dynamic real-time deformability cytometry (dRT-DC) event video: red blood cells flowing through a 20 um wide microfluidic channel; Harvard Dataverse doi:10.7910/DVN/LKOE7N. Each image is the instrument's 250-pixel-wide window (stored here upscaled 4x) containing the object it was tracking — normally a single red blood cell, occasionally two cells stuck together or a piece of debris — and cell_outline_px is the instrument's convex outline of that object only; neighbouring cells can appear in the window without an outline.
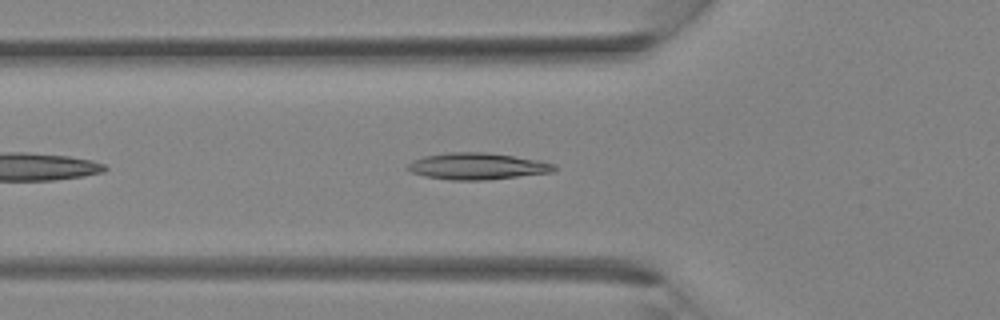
{"species": "Egyptian fruit bat (a non-hibernating species)", "species_latin": "Rousettus aegyptiacus", "temperature_condition": "room temperature", "stored_images_in_passage": 27, "camera_frame_rate_fps": 3000, "um_per_image_px": 0.085, "animal": {"sex": "female"}, "frame": {"image": 1, "passage_image": 4, "time_ms": 1.0, "image_size_px": [1000, 320], "cell_outline_px": [[556, 168], [552, 172], [488, 180], [452, 180], [424, 176], [412, 172], [404, 168], [412, 160], [424, 156], [448, 152], [488, 152], [540, 160], [556, 164]], "centroid_in_image_um": [40.56, 14.12], "position_along_channel_um": 85.2, "area_um2": 22.89}}
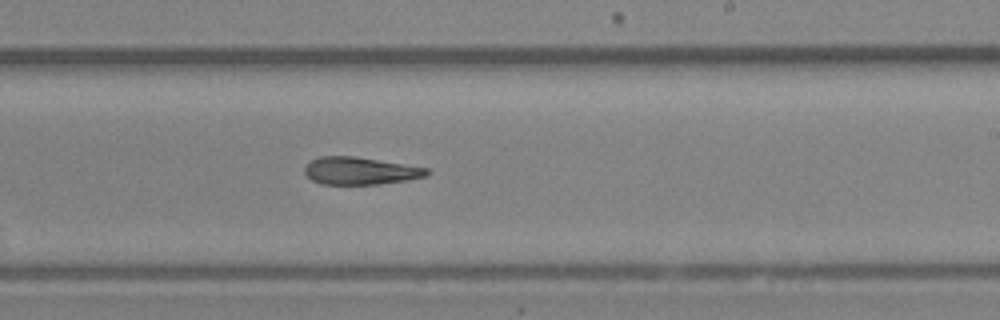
{"frame": {"image": 2, "passage_image": 13, "time_ms": 4.0, "image_size_px": [1000, 320], "cell_outline_px": [[432, 172], [428, 176], [408, 180], [376, 184], [320, 184], [312, 180], [304, 172], [304, 168], [312, 160], [320, 156], [356, 156], [428, 168]], "centroid_in_image_um": [30.65, 14.52], "position_along_channel_um": 258.3, "area_um2": 19.59}}
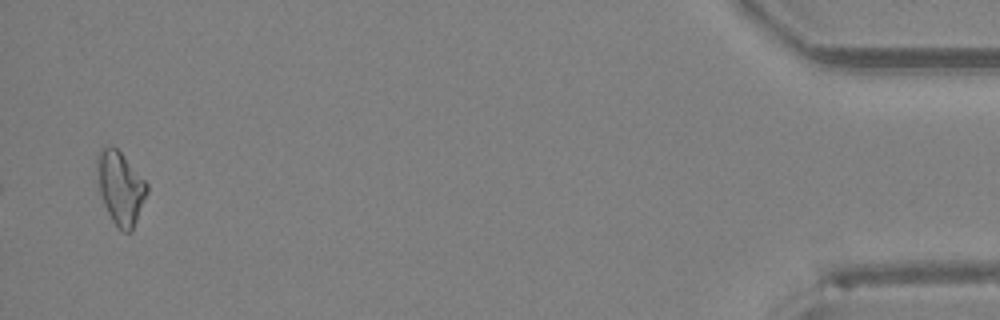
{"frame": {"image": 3, "passage_image": 26, "time_ms": 8.333, "image_size_px": [1000, 320], "cell_outline_px": [[148, 192], [132, 232], [124, 232], [112, 220], [104, 204], [100, 192], [96, 160], [96, 156], [100, 148], [104, 144], [112, 144], [120, 152], [148, 184]], "centroid_in_image_um": [10.23, 15.93], "position_along_channel_um": 425.0, "area_um2": 21.1}}